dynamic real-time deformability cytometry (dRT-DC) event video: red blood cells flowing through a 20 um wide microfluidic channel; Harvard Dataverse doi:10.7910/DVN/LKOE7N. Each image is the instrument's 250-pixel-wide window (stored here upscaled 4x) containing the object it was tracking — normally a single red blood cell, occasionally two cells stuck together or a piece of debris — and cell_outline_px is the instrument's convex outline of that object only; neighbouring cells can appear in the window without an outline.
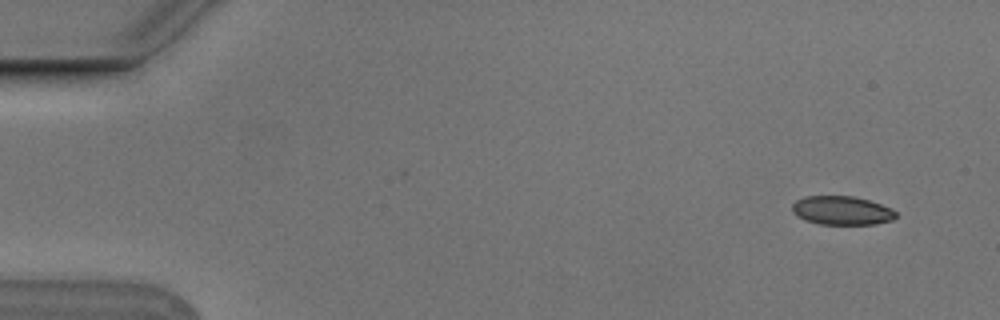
{"species": "Egyptian fruit bat (a non-hibernating species)", "species_latin": "Rousettus aegyptiacus", "temperature_condition": "cold", "stored_images_in_passage": 2, "camera_frame_rate_fps": 3000, "um_per_image_px": 0.085, "animal": {"sex": "male"}, "frame": {"image": 1, "passage_image": 2, "time_ms": 0.333, "image_size_px": [1000, 320], "cell_outline_px": [[896, 216], [892, 220], [876, 224], [820, 224], [808, 220], [792, 212], [792, 204], [796, 200], [804, 196], [852, 196], [868, 200], [892, 208], [896, 212]], "centroid_in_image_um": [71.57, 17.88], "position_along_channel_um": 13.4, "area_um2": 17.22}}